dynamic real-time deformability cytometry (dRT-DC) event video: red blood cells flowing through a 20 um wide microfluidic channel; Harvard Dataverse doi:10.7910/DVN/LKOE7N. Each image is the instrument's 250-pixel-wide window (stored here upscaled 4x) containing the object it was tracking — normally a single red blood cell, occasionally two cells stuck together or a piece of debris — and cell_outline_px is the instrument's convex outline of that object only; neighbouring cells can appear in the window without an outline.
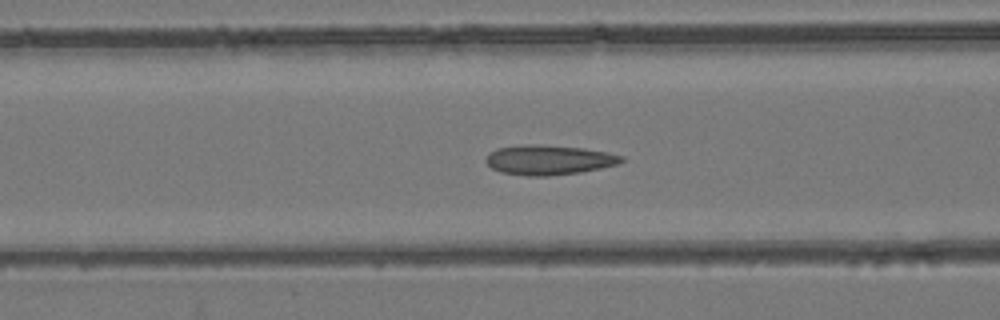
{"species": "common noctule bat (a hibernating species)", "species_latin": "Nyctalus noctula", "temperature_condition": "room temperature", "stored_images_in_passage": 54, "camera_frame_rate_fps": 3000, "um_per_image_px": 0.085, "animal": {"sex": "female", "body_mass_g": 24.6, "forearm_length_mm": 56.2}, "frame": {"image": 1, "passage_image": 22, "time_ms": 7.0, "image_size_px": [1000, 320], "cell_outline_px": [[624, 160], [616, 164], [600, 168], [580, 172], [548, 176], [524, 176], [500, 172], [492, 168], [484, 160], [496, 148], [528, 144], [536, 144], [584, 148], [624, 156]], "centroid_in_image_um": [46.62, 13.6], "position_along_channel_um": 120.0, "area_um2": 23.35}}
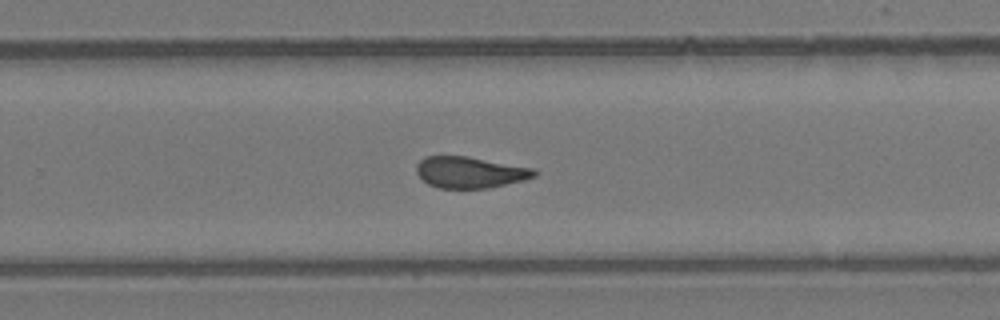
{"frame": {"image": 2, "passage_image": 35, "time_ms": 11.333, "image_size_px": [1000, 320], "cell_outline_px": [[540, 172], [536, 176], [524, 180], [488, 188], [440, 188], [428, 184], [416, 172], [416, 164], [424, 156], [468, 156], [536, 168]], "centroid_in_image_um": [40.0, 14.63], "position_along_channel_um": 289.8, "area_um2": 21.73}}
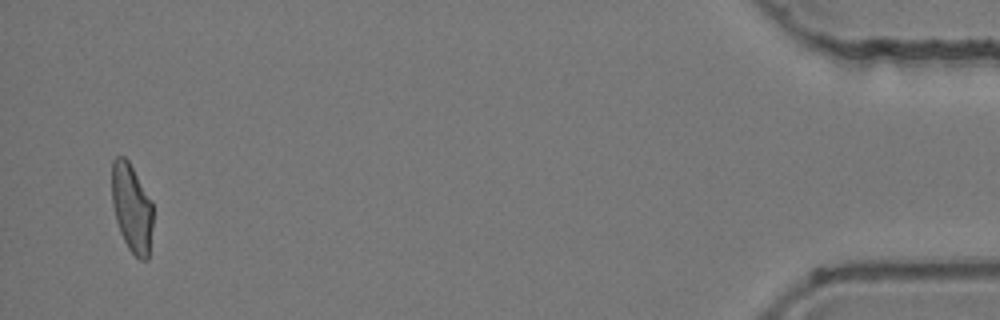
{"frame": {"image": 3, "passage_image": 52, "time_ms": 17.0, "image_size_px": [1000, 320], "cell_outline_px": [[152, 228], [148, 260], [140, 260], [128, 248], [120, 232], [116, 220], [112, 204], [112, 160], [116, 156], [124, 156], [128, 160], [152, 200]], "centroid_in_image_um": [11.2, 17.66], "position_along_channel_um": 424.0, "area_um2": 21.27}, "authors_computed_cell_mechanics": {"area_um2": 22.5131, "velocity_mm_per_s": 3.9335, "shape_relaxation_time_tau1_ms": null, "shape_relaxation_time_tau2_ms": 1.9364, "deformation_change_tau1": null, "deformation_change_tau2": 0.0858}}